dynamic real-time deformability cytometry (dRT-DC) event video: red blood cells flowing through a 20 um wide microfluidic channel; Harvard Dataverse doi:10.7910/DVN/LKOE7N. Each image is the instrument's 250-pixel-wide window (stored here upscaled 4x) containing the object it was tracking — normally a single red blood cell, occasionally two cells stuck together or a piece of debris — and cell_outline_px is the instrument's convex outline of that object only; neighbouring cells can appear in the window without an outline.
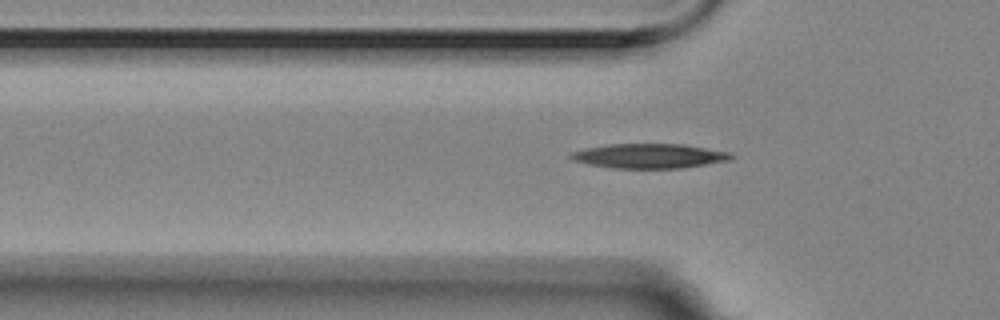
{"species": "Egyptian fruit bat (a non-hibernating species)", "species_latin": "Rousettus aegyptiacus", "temperature_condition": "room temperature", "stored_images_in_passage": 38, "camera_frame_rate_fps": 3000, "um_per_image_px": 0.085, "animal": {"sex": "female"}, "frame": {"image": 1, "passage_image": 8, "time_ms": 2.333, "image_size_px": [1000, 320], "cell_outline_px": [[736, 156], [732, 160], [680, 168], [612, 168], [588, 164], [576, 160], [568, 156], [572, 152], [584, 148], [608, 144], [684, 144], [732, 152]], "centroid_in_image_um": [55.26, 13.25], "position_along_channel_um": 70.5, "area_um2": 23.06}}
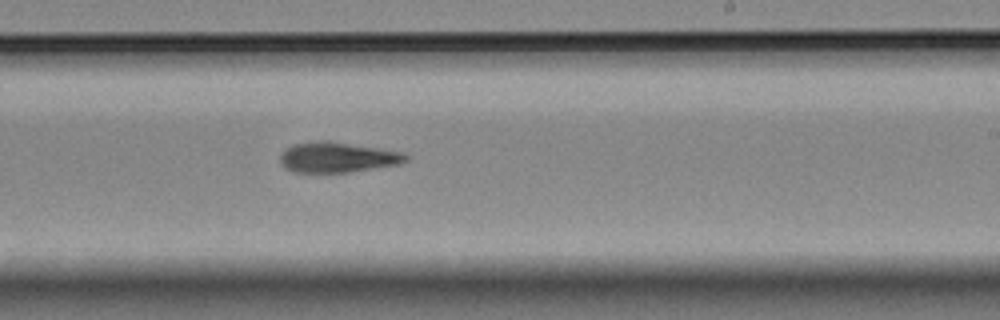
{"frame": {"image": 2, "passage_image": 24, "time_ms": 7.667, "image_size_px": [1000, 320], "cell_outline_px": [[408, 160], [400, 164], [348, 172], [292, 172], [284, 168], [280, 164], [280, 156], [284, 148], [292, 144], [316, 140], [328, 140], [404, 152], [408, 156]], "centroid_in_image_um": [28.64, 13.36], "position_along_channel_um": 260.4, "area_um2": 22.48}}
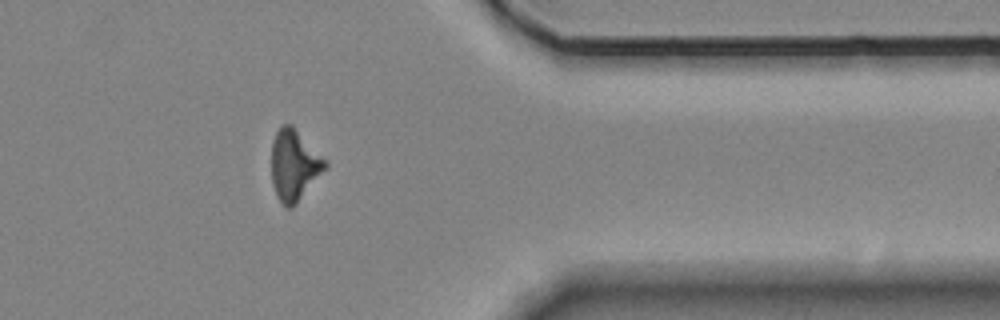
{"frame": {"image": 3, "passage_image": 36, "time_ms": 11.667, "image_size_px": [1000, 320], "cell_outline_px": [[328, 168], [296, 204], [292, 208], [288, 208], [276, 196], [272, 184], [272, 140], [280, 124], [292, 124], [328, 160]], "centroid_in_image_um": [25.04, 14.01], "position_along_channel_um": 386.4, "area_um2": 22.66}, "authors_computed_cell_mechanics": {"area_um2": 22.5998, "velocity_mm_per_s": 3.5353, "shape_relaxation_time_tau1_ms": 6.1631, "shape_relaxation_time_tau2_ms": null, "deformation_change_tau1": 0.1766, "deformation_change_tau2": null}}